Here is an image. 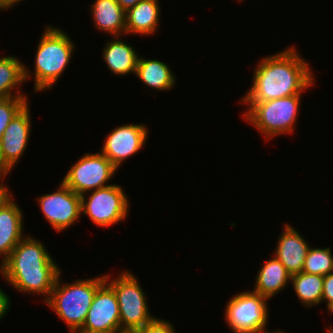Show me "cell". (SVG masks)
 Masks as SVG:
<instances>
[{"mask_svg":"<svg viewBox=\"0 0 333 333\" xmlns=\"http://www.w3.org/2000/svg\"><path fill=\"white\" fill-rule=\"evenodd\" d=\"M118 4L127 11L129 8L134 7L141 0H116Z\"/></svg>","mask_w":333,"mask_h":333,"instance_id":"30","label":"cell"},{"mask_svg":"<svg viewBox=\"0 0 333 333\" xmlns=\"http://www.w3.org/2000/svg\"><path fill=\"white\" fill-rule=\"evenodd\" d=\"M121 37L113 36L111 40L106 41L102 50L103 61L115 76L135 75L139 52Z\"/></svg>","mask_w":333,"mask_h":333,"instance_id":"17","label":"cell"},{"mask_svg":"<svg viewBox=\"0 0 333 333\" xmlns=\"http://www.w3.org/2000/svg\"><path fill=\"white\" fill-rule=\"evenodd\" d=\"M297 49L294 45L287 46L282 51L258 60L253 71L251 87L240 97L239 102L285 98L304 94L307 89L315 86L313 68Z\"/></svg>","mask_w":333,"mask_h":333,"instance_id":"1","label":"cell"},{"mask_svg":"<svg viewBox=\"0 0 333 333\" xmlns=\"http://www.w3.org/2000/svg\"><path fill=\"white\" fill-rule=\"evenodd\" d=\"M61 274L62 271L44 305L67 325L69 333L78 332L83 327L96 290L105 282V275L64 283Z\"/></svg>","mask_w":333,"mask_h":333,"instance_id":"4","label":"cell"},{"mask_svg":"<svg viewBox=\"0 0 333 333\" xmlns=\"http://www.w3.org/2000/svg\"><path fill=\"white\" fill-rule=\"evenodd\" d=\"M302 272L318 274L321 276L333 272V254L331 247H312L310 246Z\"/></svg>","mask_w":333,"mask_h":333,"instance_id":"23","label":"cell"},{"mask_svg":"<svg viewBox=\"0 0 333 333\" xmlns=\"http://www.w3.org/2000/svg\"><path fill=\"white\" fill-rule=\"evenodd\" d=\"M144 123L123 124L106 134L101 153L118 169L145 146L149 131Z\"/></svg>","mask_w":333,"mask_h":333,"instance_id":"11","label":"cell"},{"mask_svg":"<svg viewBox=\"0 0 333 333\" xmlns=\"http://www.w3.org/2000/svg\"><path fill=\"white\" fill-rule=\"evenodd\" d=\"M24 219L23 210L12 194L0 206V265L26 236L24 233Z\"/></svg>","mask_w":333,"mask_h":333,"instance_id":"15","label":"cell"},{"mask_svg":"<svg viewBox=\"0 0 333 333\" xmlns=\"http://www.w3.org/2000/svg\"><path fill=\"white\" fill-rule=\"evenodd\" d=\"M30 104L27 103L11 120L6 127L0 141L4 164L13 171L23 157L31 134L32 115Z\"/></svg>","mask_w":333,"mask_h":333,"instance_id":"13","label":"cell"},{"mask_svg":"<svg viewBox=\"0 0 333 333\" xmlns=\"http://www.w3.org/2000/svg\"><path fill=\"white\" fill-rule=\"evenodd\" d=\"M123 188L112 183L85 193L81 196V216H88L91 222L100 228H109L123 222L130 210V200Z\"/></svg>","mask_w":333,"mask_h":333,"instance_id":"8","label":"cell"},{"mask_svg":"<svg viewBox=\"0 0 333 333\" xmlns=\"http://www.w3.org/2000/svg\"><path fill=\"white\" fill-rule=\"evenodd\" d=\"M29 97L15 96L0 99V139L14 116L28 103Z\"/></svg>","mask_w":333,"mask_h":333,"instance_id":"24","label":"cell"},{"mask_svg":"<svg viewBox=\"0 0 333 333\" xmlns=\"http://www.w3.org/2000/svg\"><path fill=\"white\" fill-rule=\"evenodd\" d=\"M59 26L46 25L34 55V70L24 64V80L34 78L33 93L46 92L59 81L71 64L76 42ZM34 75V76H33ZM33 76V77H32Z\"/></svg>","mask_w":333,"mask_h":333,"instance_id":"3","label":"cell"},{"mask_svg":"<svg viewBox=\"0 0 333 333\" xmlns=\"http://www.w3.org/2000/svg\"><path fill=\"white\" fill-rule=\"evenodd\" d=\"M21 62L15 55L0 57V99L27 96L21 92L22 84L25 83L24 63Z\"/></svg>","mask_w":333,"mask_h":333,"instance_id":"21","label":"cell"},{"mask_svg":"<svg viewBox=\"0 0 333 333\" xmlns=\"http://www.w3.org/2000/svg\"><path fill=\"white\" fill-rule=\"evenodd\" d=\"M271 258L266 260L258 270L252 290L268 299L276 297L278 293L285 290L292 276L274 255Z\"/></svg>","mask_w":333,"mask_h":333,"instance_id":"20","label":"cell"},{"mask_svg":"<svg viewBox=\"0 0 333 333\" xmlns=\"http://www.w3.org/2000/svg\"><path fill=\"white\" fill-rule=\"evenodd\" d=\"M120 272L115 278L105 274V282L117 297L121 331H135L148 324L155 316L149 310L146 293L136 275L130 270Z\"/></svg>","mask_w":333,"mask_h":333,"instance_id":"6","label":"cell"},{"mask_svg":"<svg viewBox=\"0 0 333 333\" xmlns=\"http://www.w3.org/2000/svg\"><path fill=\"white\" fill-rule=\"evenodd\" d=\"M325 333H333V325H329L327 326L326 330H325Z\"/></svg>","mask_w":333,"mask_h":333,"instance_id":"32","label":"cell"},{"mask_svg":"<svg viewBox=\"0 0 333 333\" xmlns=\"http://www.w3.org/2000/svg\"><path fill=\"white\" fill-rule=\"evenodd\" d=\"M326 303L328 314L333 315V272L323 276L322 303Z\"/></svg>","mask_w":333,"mask_h":333,"instance_id":"26","label":"cell"},{"mask_svg":"<svg viewBox=\"0 0 333 333\" xmlns=\"http://www.w3.org/2000/svg\"><path fill=\"white\" fill-rule=\"evenodd\" d=\"M302 95L262 102H241L248 107L241 115L246 122H249L248 124L258 130V133H261V136L263 135L266 142L273 137L286 136L294 133L296 129Z\"/></svg>","mask_w":333,"mask_h":333,"instance_id":"5","label":"cell"},{"mask_svg":"<svg viewBox=\"0 0 333 333\" xmlns=\"http://www.w3.org/2000/svg\"><path fill=\"white\" fill-rule=\"evenodd\" d=\"M44 243L26 235L0 265V275L14 290L49 298L61 272Z\"/></svg>","mask_w":333,"mask_h":333,"instance_id":"2","label":"cell"},{"mask_svg":"<svg viewBox=\"0 0 333 333\" xmlns=\"http://www.w3.org/2000/svg\"><path fill=\"white\" fill-rule=\"evenodd\" d=\"M79 333L121 332L120 310L114 290L104 282L97 290Z\"/></svg>","mask_w":333,"mask_h":333,"instance_id":"12","label":"cell"},{"mask_svg":"<svg viewBox=\"0 0 333 333\" xmlns=\"http://www.w3.org/2000/svg\"><path fill=\"white\" fill-rule=\"evenodd\" d=\"M24 0H0V10L2 11H6L10 8L13 9V7L17 4H19L20 2L23 3Z\"/></svg>","mask_w":333,"mask_h":333,"instance_id":"29","label":"cell"},{"mask_svg":"<svg viewBox=\"0 0 333 333\" xmlns=\"http://www.w3.org/2000/svg\"><path fill=\"white\" fill-rule=\"evenodd\" d=\"M159 0H141L125 13L126 35H155L160 25Z\"/></svg>","mask_w":333,"mask_h":333,"instance_id":"16","label":"cell"},{"mask_svg":"<svg viewBox=\"0 0 333 333\" xmlns=\"http://www.w3.org/2000/svg\"><path fill=\"white\" fill-rule=\"evenodd\" d=\"M164 318L154 317L148 324L135 330V333H178L176 329Z\"/></svg>","mask_w":333,"mask_h":333,"instance_id":"25","label":"cell"},{"mask_svg":"<svg viewBox=\"0 0 333 333\" xmlns=\"http://www.w3.org/2000/svg\"><path fill=\"white\" fill-rule=\"evenodd\" d=\"M268 298L250 290L241 291L226 303L224 315L233 333H266L269 322Z\"/></svg>","mask_w":333,"mask_h":333,"instance_id":"7","label":"cell"},{"mask_svg":"<svg viewBox=\"0 0 333 333\" xmlns=\"http://www.w3.org/2000/svg\"><path fill=\"white\" fill-rule=\"evenodd\" d=\"M61 181L80 196L111 185L118 169L101 153H84Z\"/></svg>","mask_w":333,"mask_h":333,"instance_id":"9","label":"cell"},{"mask_svg":"<svg viewBox=\"0 0 333 333\" xmlns=\"http://www.w3.org/2000/svg\"><path fill=\"white\" fill-rule=\"evenodd\" d=\"M11 170L4 164L1 152V141H0V176H8L11 174Z\"/></svg>","mask_w":333,"mask_h":333,"instance_id":"31","label":"cell"},{"mask_svg":"<svg viewBox=\"0 0 333 333\" xmlns=\"http://www.w3.org/2000/svg\"><path fill=\"white\" fill-rule=\"evenodd\" d=\"M282 230L276 241L274 256L291 275L300 273L311 244L300 231L288 223L284 224Z\"/></svg>","mask_w":333,"mask_h":333,"instance_id":"14","label":"cell"},{"mask_svg":"<svg viewBox=\"0 0 333 333\" xmlns=\"http://www.w3.org/2000/svg\"><path fill=\"white\" fill-rule=\"evenodd\" d=\"M291 285L304 307L312 309L322 304L323 276L300 272L291 276Z\"/></svg>","mask_w":333,"mask_h":333,"instance_id":"22","label":"cell"},{"mask_svg":"<svg viewBox=\"0 0 333 333\" xmlns=\"http://www.w3.org/2000/svg\"><path fill=\"white\" fill-rule=\"evenodd\" d=\"M135 76L142 85L151 90L168 92L176 86L177 78L166 62L158 59L145 58L139 55Z\"/></svg>","mask_w":333,"mask_h":333,"instance_id":"19","label":"cell"},{"mask_svg":"<svg viewBox=\"0 0 333 333\" xmlns=\"http://www.w3.org/2000/svg\"><path fill=\"white\" fill-rule=\"evenodd\" d=\"M118 333H135V331H121V332H118Z\"/></svg>","mask_w":333,"mask_h":333,"instance_id":"34","label":"cell"},{"mask_svg":"<svg viewBox=\"0 0 333 333\" xmlns=\"http://www.w3.org/2000/svg\"><path fill=\"white\" fill-rule=\"evenodd\" d=\"M11 302V298L5 290L0 287V321H2V318L5 319L4 316H6L11 309Z\"/></svg>","mask_w":333,"mask_h":333,"instance_id":"27","label":"cell"},{"mask_svg":"<svg viewBox=\"0 0 333 333\" xmlns=\"http://www.w3.org/2000/svg\"><path fill=\"white\" fill-rule=\"evenodd\" d=\"M90 5L93 28L108 36H126V11L116 0H94Z\"/></svg>","mask_w":333,"mask_h":333,"instance_id":"18","label":"cell"},{"mask_svg":"<svg viewBox=\"0 0 333 333\" xmlns=\"http://www.w3.org/2000/svg\"><path fill=\"white\" fill-rule=\"evenodd\" d=\"M7 176H0V206L6 201L12 194L13 192L10 191V187H8L4 183V179H6Z\"/></svg>","mask_w":333,"mask_h":333,"instance_id":"28","label":"cell"},{"mask_svg":"<svg viewBox=\"0 0 333 333\" xmlns=\"http://www.w3.org/2000/svg\"><path fill=\"white\" fill-rule=\"evenodd\" d=\"M266 333H288V332H286V331H282L281 329L279 330V329H277V330H272V332L271 331H269V332H266Z\"/></svg>","mask_w":333,"mask_h":333,"instance_id":"33","label":"cell"},{"mask_svg":"<svg viewBox=\"0 0 333 333\" xmlns=\"http://www.w3.org/2000/svg\"><path fill=\"white\" fill-rule=\"evenodd\" d=\"M38 206L46 221L56 232L66 231L81 216V196L62 181L52 193L38 196Z\"/></svg>","mask_w":333,"mask_h":333,"instance_id":"10","label":"cell"}]
</instances>
